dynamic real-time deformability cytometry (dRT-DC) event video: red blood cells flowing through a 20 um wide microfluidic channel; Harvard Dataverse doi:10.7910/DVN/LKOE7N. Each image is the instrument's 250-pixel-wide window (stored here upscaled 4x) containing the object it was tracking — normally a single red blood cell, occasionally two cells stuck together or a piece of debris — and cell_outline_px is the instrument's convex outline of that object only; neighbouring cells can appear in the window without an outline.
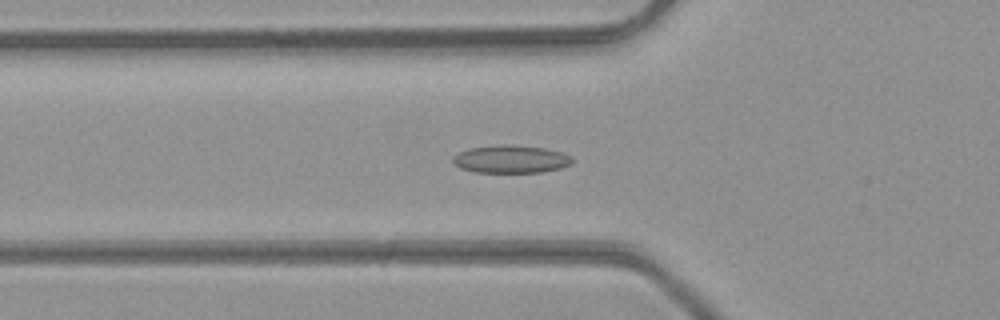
{"species": "common noctule bat (a hibernating species)", "species_latin": "Nyctalus noctula", "temperature_condition": "room temperature", "stored_images_in_passage": 48, "camera_frame_rate_fps": 3000, "um_per_image_px": 0.085, "animal": {"sex": "male", "body_mass_g": 23.1, "forearm_length_mm": 52.7}, "frame": {"image": 1, "passage_image": 16, "time_ms": 5.0, "image_size_px": [1000, 320], "cell_outline_px": [[572, 164], [560, 168], [544, 172], [476, 172], [460, 168], [452, 160], [452, 156], [468, 148], [500, 144], [512, 144], [544, 148], [560, 152], [572, 156]], "centroid_in_image_um": [43.42, 13.52], "position_along_channel_um": 82.4, "area_um2": 19.42}}
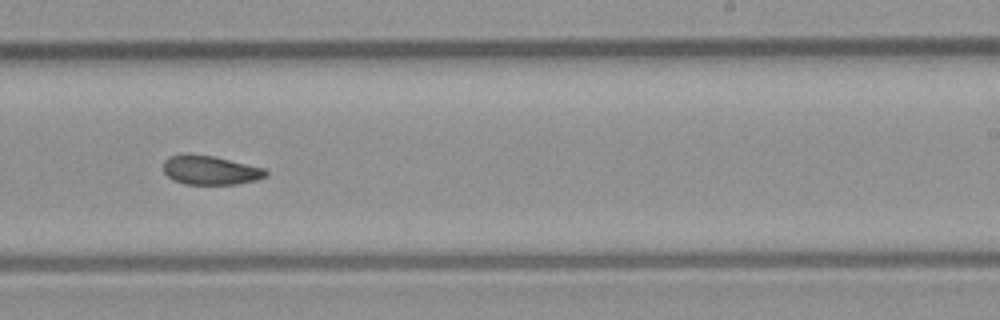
{"frame": {"image": 2, "passage_image": 29, "time_ms": 9.333, "image_size_px": [1000, 320], "cell_outline_px": [[268, 176], [256, 180], [236, 184], [188, 184], [172, 180], [164, 172], [164, 160], [168, 156], [180, 152], [188, 152], [212, 156], [264, 168], [268, 172]], "centroid_in_image_um": [17.83, 14.44], "position_along_channel_um": 271.2, "area_um2": 17.57}}
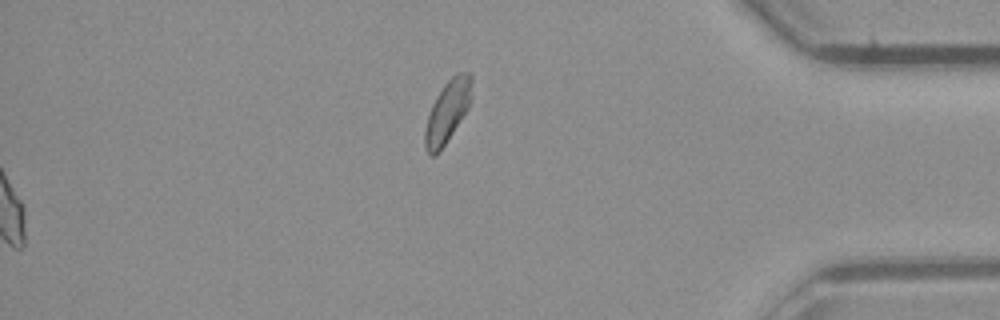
{"frame": {"image": 3, "passage_image": 48, "time_ms": 15.667, "image_size_px": [1000, 320], "cell_outline_px": [[472, 100], [468, 108], [440, 152], [432, 156], [428, 152], [424, 144], [424, 132], [428, 116], [432, 104], [444, 84], [456, 72], [468, 72], [472, 76]], "centroid_in_image_um": [38.05, 9.45], "position_along_channel_um": 397.1, "area_um2": 16.88}, "authors_computed_cell_mechanics": {"area_um2": 18.0914, "velocity_mm_per_s": 4.3334, "shape_relaxation_time_tau1_ms": 6.561, "shape_relaxation_time_tau2_ms": 2.6847, "deformation_change_tau1": 0.1356, "deformation_change_tau2": 0.0765}}